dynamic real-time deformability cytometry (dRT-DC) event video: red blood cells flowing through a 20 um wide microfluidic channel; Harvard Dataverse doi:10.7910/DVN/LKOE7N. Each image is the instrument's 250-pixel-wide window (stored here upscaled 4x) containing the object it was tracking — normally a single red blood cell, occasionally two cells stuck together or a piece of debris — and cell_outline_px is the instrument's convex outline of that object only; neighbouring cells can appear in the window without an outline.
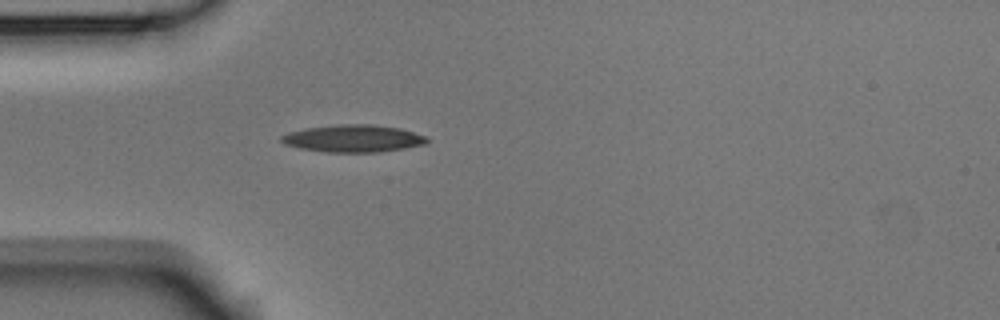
{"species": "Egyptian fruit bat (a non-hibernating species)", "species_latin": "Rousettus aegyptiacus", "temperature_condition": "room temperature", "stored_images_in_passage": 6, "camera_frame_rate_fps": 3000, "um_per_image_px": 0.085, "animal": {"sex": "male"}, "frame": {"image": 1, "passage_image": 6, "time_ms": 1.667, "image_size_px": [1000, 320], "cell_outline_px": [[428, 144], [380, 152], [328, 152], [300, 148], [284, 144], [280, 140], [280, 136], [288, 132], [308, 128], [332, 124], [372, 124], [400, 128], [428, 136]], "centroid_in_image_um": [30.05, 11.76], "position_along_channel_um": 54.9, "area_um2": 23.35}}